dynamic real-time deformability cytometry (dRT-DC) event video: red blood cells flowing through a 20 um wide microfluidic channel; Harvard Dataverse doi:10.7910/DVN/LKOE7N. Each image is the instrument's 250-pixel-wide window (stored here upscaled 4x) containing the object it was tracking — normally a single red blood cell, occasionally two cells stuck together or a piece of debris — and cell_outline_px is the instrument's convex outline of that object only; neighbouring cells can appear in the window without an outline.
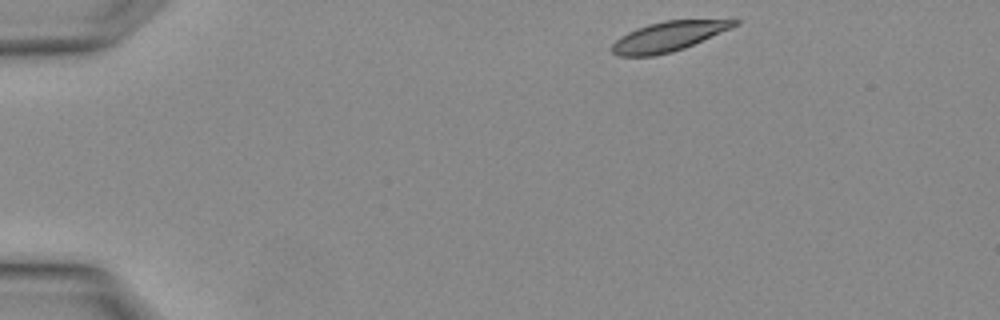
{"species": "Egyptian fruit bat (a non-hibernating species)", "species_latin": "Rousettus aegyptiacus", "temperature_condition": "warm", "stored_images_in_passage": 3, "segment_of_instrument_passage": [1, 2], "camera_frame_rate_fps": 3000, "um_per_image_px": 0.085, "animal": {"sex": "female"}, "frame": {"image": 1, "passage_image": 1, "time_ms": 0.0, "image_size_px": [1000, 320], "cell_outline_px": [[740, 24], [732, 28], [684, 48], [672, 52], [652, 56], [616, 56], [612, 52], [612, 44], [620, 36], [636, 28], [648, 24], [664, 20], [740, 20]], "centroid_in_image_um": [56.79, 3.1], "position_along_channel_um": 28.2, "area_um2": 21.15}}